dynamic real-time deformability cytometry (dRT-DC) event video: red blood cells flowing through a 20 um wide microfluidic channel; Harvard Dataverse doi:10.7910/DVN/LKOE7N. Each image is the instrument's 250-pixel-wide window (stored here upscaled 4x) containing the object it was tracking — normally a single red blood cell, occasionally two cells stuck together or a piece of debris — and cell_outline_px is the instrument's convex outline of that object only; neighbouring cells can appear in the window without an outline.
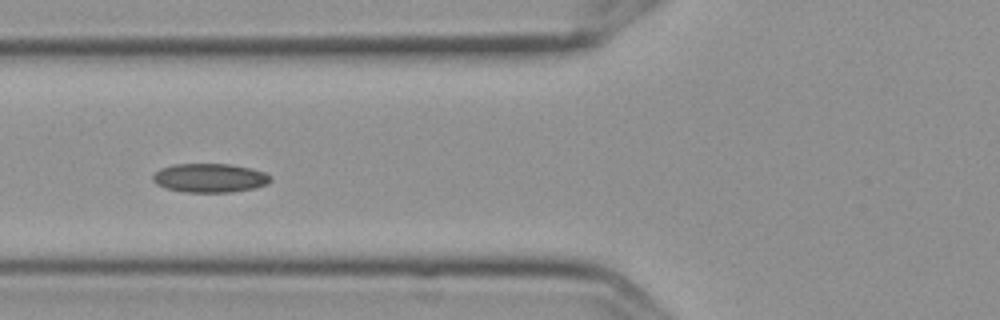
{"species": "Egyptian fruit bat (a non-hibernating species)", "species_latin": "Rousettus aegyptiacus", "temperature_condition": "cold", "stored_images_in_passage": 6, "camera_frame_rate_fps": 3000, "um_per_image_px": 0.085, "frame": {"image": 1, "passage_image": 5, "time_ms": 1.333, "image_size_px": [1000, 320], "cell_outline_px": [[272, 180], [268, 184], [256, 188], [232, 192], [184, 192], [164, 188], [156, 184], [152, 180], [152, 176], [160, 168], [172, 164], [228, 164], [252, 168], [264, 172], [272, 176]], "centroid_in_image_um": [17.84, 15.13], "position_along_channel_um": 108.0, "area_um2": 20.11}}
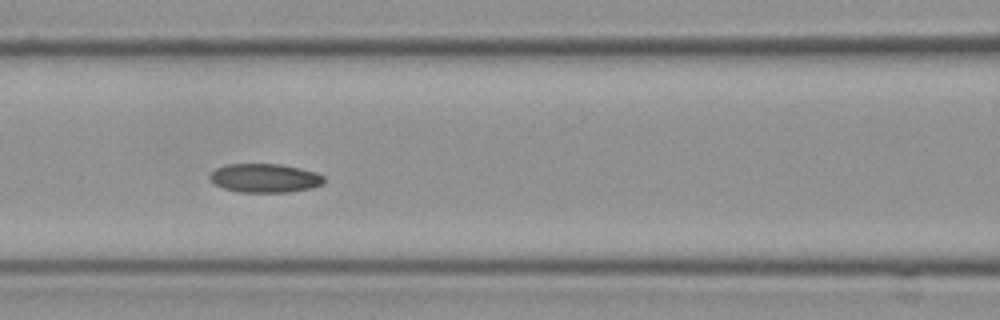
{"frame": {"image": 2, "passage_image": 6, "time_ms": 1.667, "image_size_px": [1000, 320], "cell_outline_px": [[324, 184], [312, 188], [288, 192], [236, 192], [224, 188], [216, 184], [208, 176], [216, 168], [224, 164], [280, 164], [300, 168], [316, 172], [324, 176]], "centroid_in_image_um": [22.53, 15.13], "position_along_channel_um": 144.1, "area_um2": 19.25}}